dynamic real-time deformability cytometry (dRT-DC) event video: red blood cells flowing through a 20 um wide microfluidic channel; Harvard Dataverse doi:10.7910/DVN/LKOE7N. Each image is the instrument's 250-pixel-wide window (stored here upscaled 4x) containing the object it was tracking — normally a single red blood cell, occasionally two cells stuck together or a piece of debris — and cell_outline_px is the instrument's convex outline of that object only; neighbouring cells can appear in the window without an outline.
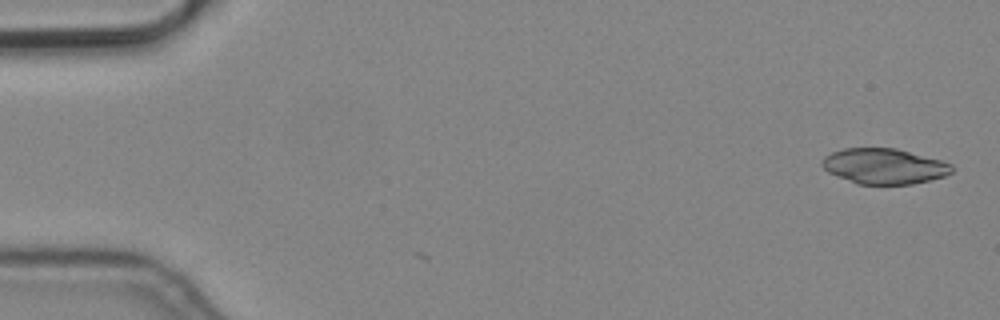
{"species": "common noctule bat (a hibernating species)", "species_latin": "Nyctalus noctula", "temperature_condition": "cold", "stored_images_in_passage": 5, "camera_frame_rate_fps": 3000, "um_per_image_px": 0.085, "animal": {"sex": "male", "body_mass_g": 19.2, "forearm_length_mm": 51.8}, "frame": {"image": 1, "passage_image": 1, "time_ms": 0.0, "image_size_px": [1000, 320], "cell_outline_px": [[952, 172], [944, 176], [912, 184], [856, 184], [828, 172], [820, 164], [824, 156], [832, 152], [844, 148], [896, 148], [940, 160], [952, 164]], "centroid_in_image_um": [75.12, 14.12], "position_along_channel_um": 9.9, "area_um2": 26.7}}